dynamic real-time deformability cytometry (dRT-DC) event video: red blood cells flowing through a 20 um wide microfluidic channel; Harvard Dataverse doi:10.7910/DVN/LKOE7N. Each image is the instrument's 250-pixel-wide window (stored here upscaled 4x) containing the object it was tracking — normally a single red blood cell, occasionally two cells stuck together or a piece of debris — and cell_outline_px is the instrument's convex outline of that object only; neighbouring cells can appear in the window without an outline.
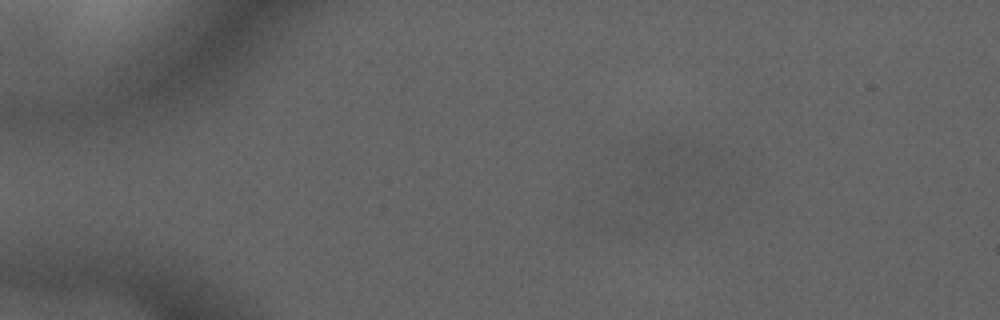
{"species": "common noctule bat (a hibernating species)", "species_latin": "Nyctalus noctula", "temperature_condition": "cold", "stored_images_in_passage": 4, "segment_of_instrument_passage": [2, 2], "camera_frame_rate_fps": 3000, "um_per_image_px": 0.085, "animal": {"sex": "male", "forearm_length_mm": 52.5}, "frame": {"image": 1, "passage_image": 2, "time_ms": 1.333, "image_size_px": [1000, 320], "cell_outline_px": [[692, 148], [684, 168], [676, 180], [660, 192], [656, 188], [648, 148], [656, 140], [676, 140]], "centroid_in_image_um": [56.76, 13.71], "position_along_channel_um": 28.2, "area_um2": 10.69}}